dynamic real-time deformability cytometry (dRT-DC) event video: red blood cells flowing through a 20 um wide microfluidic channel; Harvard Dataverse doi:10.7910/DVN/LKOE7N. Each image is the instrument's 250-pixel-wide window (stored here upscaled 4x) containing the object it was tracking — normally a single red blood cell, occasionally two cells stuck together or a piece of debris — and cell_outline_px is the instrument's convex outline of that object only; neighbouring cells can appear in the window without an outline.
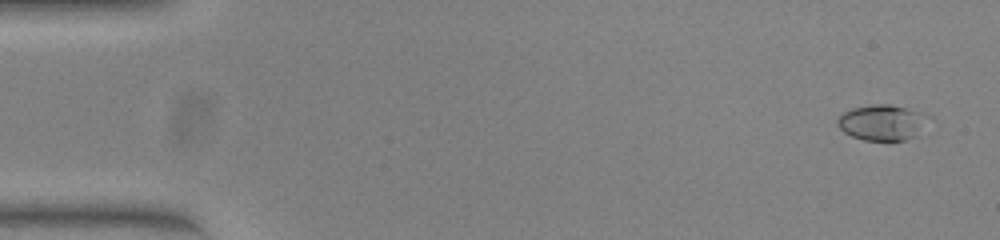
{"species": "common noctule bat (a hibernating species)", "species_latin": "Nyctalus noctula", "temperature_condition": "warm", "stored_images_in_passage": 14, "camera_frame_rate_fps": 3000, "um_per_image_px": 0.085, "animal": {"sex": "female", "body_mass_g": 23.0, "forearm_length_mm": 53.4}, "frame": {"image": 1, "passage_image": 3, "time_ms": 0.667, "image_size_px": [1000, 240], "cell_outline_px": [[920, 136], [904, 140], [864, 140], [852, 136], [844, 132], [836, 124], [836, 120], [844, 112], [852, 108], [872, 104], [888, 104], [920, 112]], "centroid_in_image_um": [74.85, 10.43], "position_along_channel_um": 10.2, "area_um2": 18.15}}